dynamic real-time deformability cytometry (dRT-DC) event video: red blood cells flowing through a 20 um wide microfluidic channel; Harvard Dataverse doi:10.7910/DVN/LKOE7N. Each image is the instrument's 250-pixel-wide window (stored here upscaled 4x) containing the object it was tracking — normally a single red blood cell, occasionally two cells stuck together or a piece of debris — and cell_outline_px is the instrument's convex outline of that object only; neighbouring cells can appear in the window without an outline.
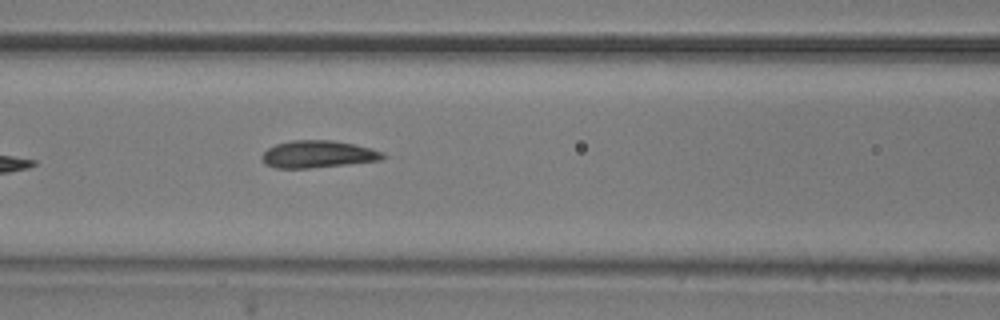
{"species": "common noctule bat (a hibernating species)", "species_latin": "Nyctalus noctula", "temperature_condition": "room temperature", "stored_images_in_passage": 4, "camera_frame_rate_fps": 3000, "um_per_image_px": 0.085, "animal": {"sex": "male", "body_mass_g": 20.5, "forearm_length_mm": 52.5}, "frame": {"image": 1, "passage_image": 4, "time_ms": 1.0, "image_size_px": [1000, 320], "cell_outline_px": [[392, 156], [384, 160], [348, 164], [308, 168], [276, 168], [264, 164], [260, 156], [268, 148], [276, 144], [292, 140], [332, 140], [372, 148], [384, 152]], "centroid_in_image_um": [27.09, 13.11], "position_along_channel_um": 139.5, "area_um2": 19.48}}